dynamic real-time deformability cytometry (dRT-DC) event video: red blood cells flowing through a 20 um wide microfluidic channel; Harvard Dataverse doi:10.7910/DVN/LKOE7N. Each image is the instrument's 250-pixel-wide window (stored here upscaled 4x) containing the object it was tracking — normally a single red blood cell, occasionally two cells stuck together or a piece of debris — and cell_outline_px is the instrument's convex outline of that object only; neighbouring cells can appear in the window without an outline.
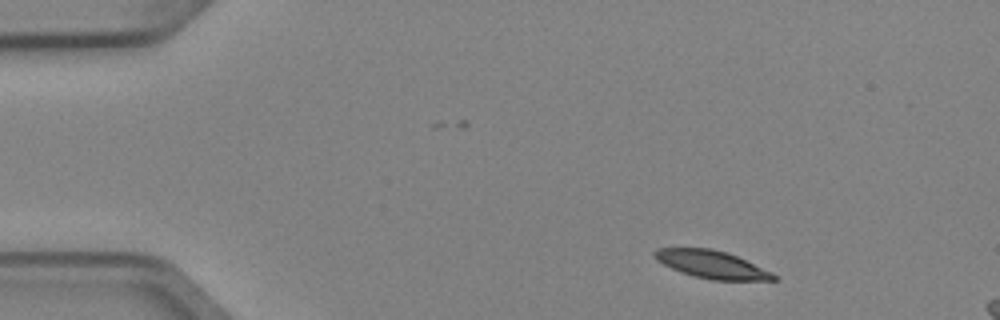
{"species": "Egyptian fruit bat (a non-hibernating species)", "species_latin": "Rousettus aegyptiacus", "temperature_condition": "cold", "stored_images_in_passage": 4, "segment_of_instrument_passage": [1, 2], "camera_frame_rate_fps": 3000, "um_per_image_px": 0.085, "animal": {"sex": "female"}, "frame": {"image": 1, "passage_image": 1, "time_ms": 0.0, "image_size_px": [1000, 320], "cell_outline_px": [[776, 280], [712, 280], [692, 276], [680, 272], [656, 260], [652, 256], [652, 252], [656, 248], [712, 248], [736, 256], [772, 272], [776, 276]], "centroid_in_image_um": [60.44, 22.48], "position_along_channel_um": 24.6, "area_um2": 19.13}}